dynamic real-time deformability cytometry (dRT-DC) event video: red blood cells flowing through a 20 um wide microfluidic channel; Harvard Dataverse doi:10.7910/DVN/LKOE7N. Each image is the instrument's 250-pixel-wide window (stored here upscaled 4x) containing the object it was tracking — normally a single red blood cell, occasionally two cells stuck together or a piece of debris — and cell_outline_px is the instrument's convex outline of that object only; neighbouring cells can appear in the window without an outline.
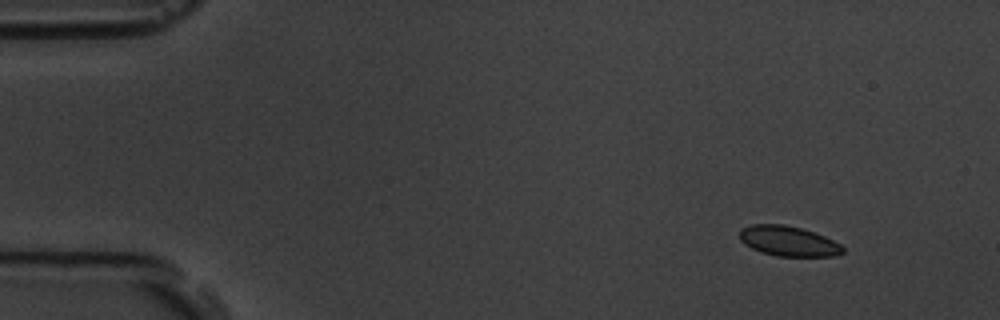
{"species": "common noctule bat (a hibernating species)", "species_latin": "Nyctalus noctula", "temperature_condition": "room temperature", "stored_images_in_passage": 14, "camera_frame_rate_fps": 3000, "um_per_image_px": 0.085, "animal": {"sex": "male", "body_mass_g": 19.5, "forearm_length_mm": 54.6}, "frame": {"image": 1, "passage_image": 1, "time_ms": 0.0, "image_size_px": [1000, 320], "cell_outline_px": [[844, 252], [832, 256], [776, 256], [760, 252], [744, 244], [740, 240], [740, 228], [752, 224], [784, 224], [800, 228], [824, 236], [840, 244], [844, 248]], "centroid_in_image_um": [66.97, 20.49], "position_along_channel_um": 18.0, "area_um2": 18.03}}
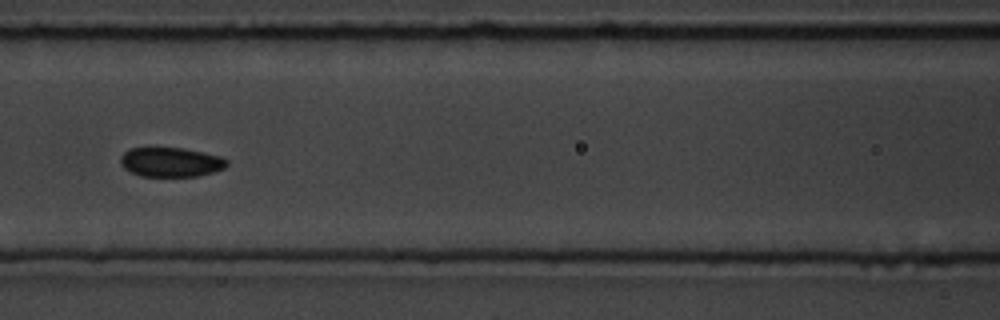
{"frame": {"image": 2, "passage_image": 6, "time_ms": 6.667, "image_size_px": [1000, 320], "cell_outline_px": [[228, 164], [224, 168], [212, 172], [196, 176], [140, 176], [124, 168], [120, 164], [120, 156], [128, 148], [184, 148], [204, 152], [220, 156], [228, 160]], "centroid_in_image_um": [14.51, 13.77], "position_along_channel_um": 152.1, "area_um2": 18.26}}
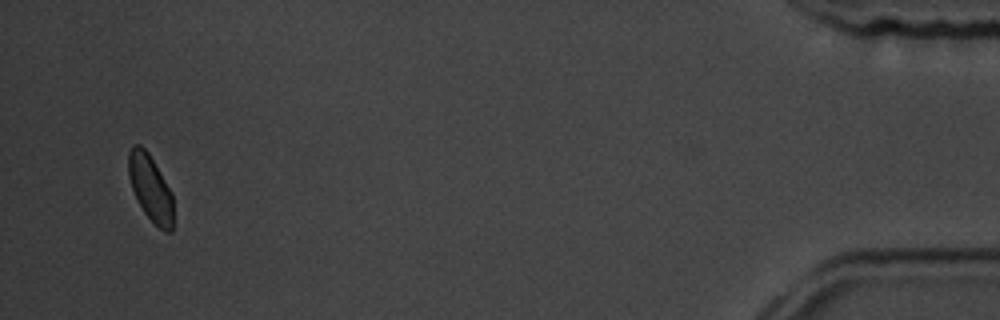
{"frame": {"image": 3, "passage_image": 14, "time_ms": 16.667, "image_size_px": [1000, 320], "cell_outline_px": [[172, 232], [164, 232], [144, 212], [132, 188], [128, 176], [128, 152], [132, 144], [140, 144], [148, 152], [172, 192]], "centroid_in_image_um": [12.77, 15.94], "position_along_channel_um": 422.4, "area_um2": 17.11}, "authors_computed_cell_mechanics": {"area_um2": 18.4671, "velocity_mm_per_s": 3.5206, "shape_relaxation_time_tau1_ms": 3.138, "shape_relaxation_time_tau2_ms": null, "deformation_change_tau1": 0.0522, "deformation_change_tau2": null}}